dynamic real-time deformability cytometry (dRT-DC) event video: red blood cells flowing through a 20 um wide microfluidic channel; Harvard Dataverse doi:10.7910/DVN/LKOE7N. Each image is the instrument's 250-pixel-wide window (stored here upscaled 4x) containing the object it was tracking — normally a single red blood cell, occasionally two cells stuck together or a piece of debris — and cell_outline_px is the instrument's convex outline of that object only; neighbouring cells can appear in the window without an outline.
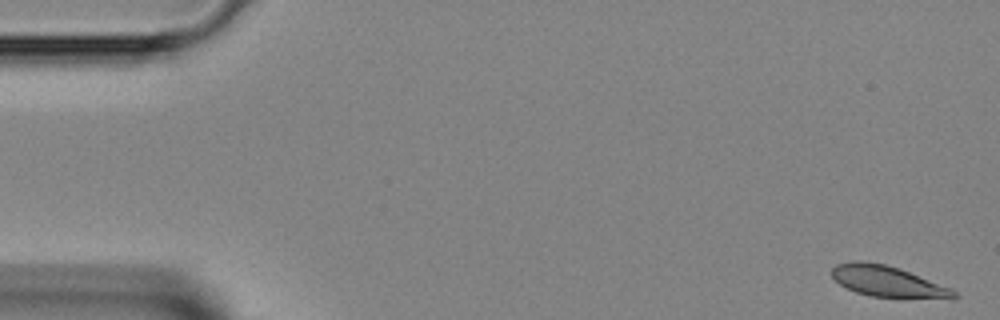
{"species": "Egyptian fruit bat (a non-hibernating species)", "species_latin": "Rousettus aegyptiacus", "temperature_condition": "room temperature", "stored_images_in_passage": 44, "camera_frame_rate_fps": 3000, "um_per_image_px": 0.085, "animal": {"sex": "female"}, "frame": {"image": 1, "passage_image": 1, "time_ms": 0.0, "image_size_px": [1000, 320], "cell_outline_px": [[960, 296], [872, 296], [856, 292], [840, 284], [832, 276], [832, 268], [836, 264], [852, 260], [860, 260], [884, 264], [900, 268], [952, 288]], "centroid_in_image_um": [75.34, 23.85], "position_along_channel_um": 9.7, "area_um2": 21.15}}
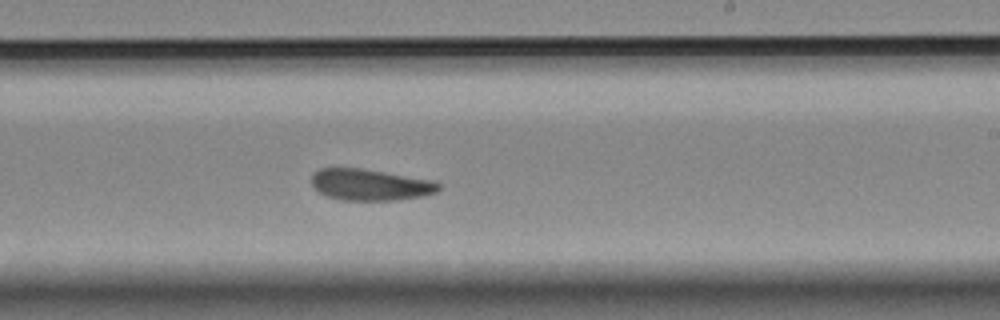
{"frame": {"image": 2, "passage_image": 26, "time_ms": 8.333, "image_size_px": [1000, 320], "cell_outline_px": [[440, 188], [436, 192], [424, 196], [396, 200], [340, 200], [328, 196], [312, 188], [312, 176], [320, 168], [360, 168], [436, 180], [440, 184]], "centroid_in_image_um": [31.5, 15.7], "position_along_channel_um": 257.5, "area_um2": 23.35}}
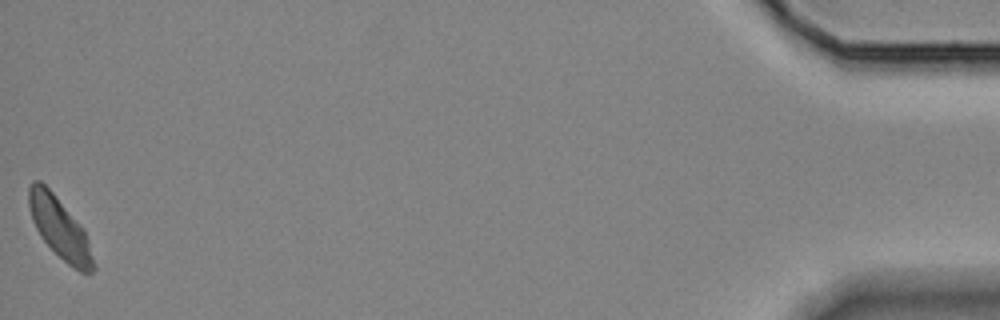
{"frame": {"image": 3, "passage_image": 44, "time_ms": 14.333, "image_size_px": [1000, 320], "cell_outline_px": [[96, 268], [88, 276], [72, 268], [40, 236], [32, 220], [28, 208], [28, 188], [32, 180], [40, 180], [52, 192], [80, 224], [88, 240], [96, 264]], "centroid_in_image_um": [5.08, 19.41], "position_along_channel_um": 430.1, "area_um2": 22.89}}